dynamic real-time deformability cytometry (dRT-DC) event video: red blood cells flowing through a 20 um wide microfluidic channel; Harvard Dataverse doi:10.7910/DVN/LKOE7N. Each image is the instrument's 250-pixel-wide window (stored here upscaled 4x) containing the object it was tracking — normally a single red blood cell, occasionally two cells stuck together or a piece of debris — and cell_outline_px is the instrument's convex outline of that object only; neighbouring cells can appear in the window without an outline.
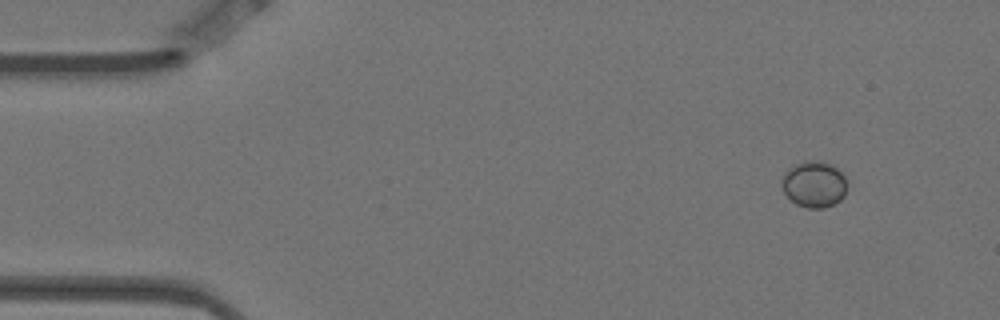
{"species": "Egyptian fruit bat (a non-hibernating species)", "species_latin": "Rousettus aegyptiacus", "temperature_condition": "warm", "stored_images_in_passage": 4, "camera_frame_rate_fps": 3000, "um_per_image_px": 0.085, "animal": {"sex": "female"}, "frame": {"image": 1, "passage_image": 1, "time_ms": 0.0, "image_size_px": [1000, 320], "cell_outline_px": [[848, 184], [844, 196], [840, 200], [824, 208], [808, 208], [796, 204], [784, 192], [780, 184], [780, 180], [784, 172], [788, 168], [804, 160], [820, 160], [832, 164], [844, 176]], "centroid_in_image_um": [69.18, 15.64], "position_along_channel_um": 15.8, "area_um2": 17.86}}
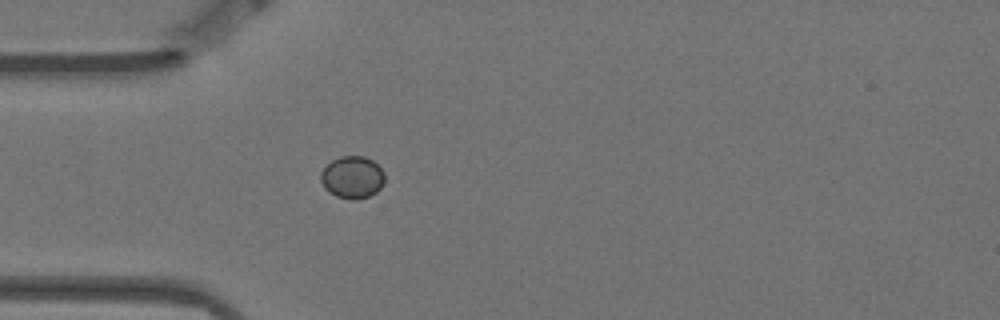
{"frame": {"image": 2, "passage_image": 4, "time_ms": 1.0, "image_size_px": [1000, 320], "cell_outline_px": [[384, 184], [376, 192], [368, 196], [356, 200], [352, 200], [336, 196], [328, 192], [324, 188], [320, 180], [320, 172], [332, 160], [340, 156], [364, 156], [372, 160], [384, 172]], "centroid_in_image_um": [29.93, 15.07], "position_along_channel_um": 55.1, "area_um2": 15.84}}